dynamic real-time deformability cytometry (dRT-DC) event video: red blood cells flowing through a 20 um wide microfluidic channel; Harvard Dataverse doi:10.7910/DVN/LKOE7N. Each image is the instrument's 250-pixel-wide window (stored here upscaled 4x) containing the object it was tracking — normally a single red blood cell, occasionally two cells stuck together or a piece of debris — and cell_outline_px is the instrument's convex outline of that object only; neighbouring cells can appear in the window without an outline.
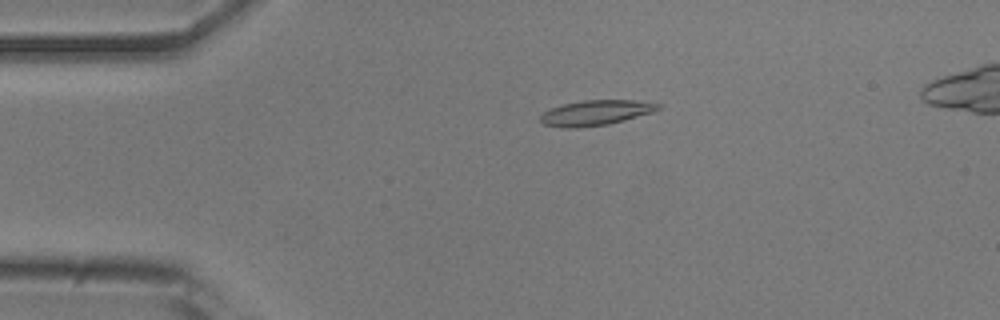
{"species": "common noctule bat (a hibernating species)", "species_latin": "Nyctalus noctula", "temperature_condition": "room temperature", "stored_images_in_passage": 52, "camera_frame_rate_fps": 3000, "um_per_image_px": 0.085, "animal": {"sex": "male", "body_mass_g": 20.5, "forearm_length_mm": 52.5}, "frame": {"image": 1, "passage_image": 11, "time_ms": 3.333, "image_size_px": [1000, 320], "cell_outline_px": [[660, 108], [652, 112], [624, 120], [608, 124], [580, 128], [564, 128], [544, 124], [540, 120], [540, 116], [544, 112], [552, 108], [564, 104], [584, 100], [632, 100], [660, 104]], "centroid_in_image_um": [50.61, 9.59], "position_along_channel_um": 34.4, "area_um2": 17.05}}
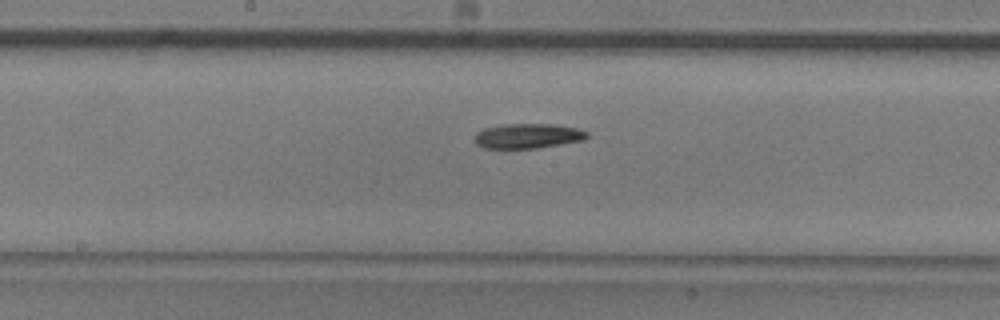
{"frame": {"image": 2, "passage_image": 27, "time_ms": 8.667, "image_size_px": [1000, 320], "cell_outline_px": [[588, 136], [584, 140], [536, 148], [484, 148], [476, 144], [472, 140], [476, 132], [484, 128], [504, 124], [556, 124], [580, 128], [588, 132]], "centroid_in_image_um": [44.85, 11.55], "position_along_channel_um": 203.3, "area_um2": 16.47}}
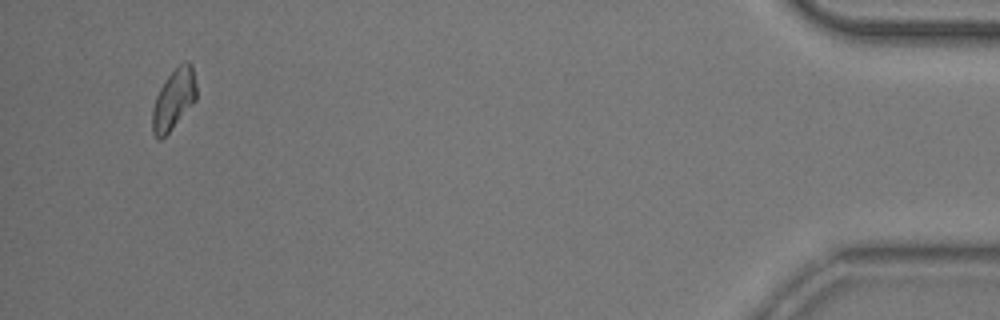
{"frame": {"image": 3, "passage_image": 50, "time_ms": 16.333, "image_size_px": [1000, 320], "cell_outline_px": [[196, 100], [172, 128], [160, 140], [152, 132], [152, 108], [156, 96], [164, 80], [184, 60], [188, 60], [192, 64], [196, 84]], "centroid_in_image_um": [14.77, 8.41], "position_along_channel_um": 420.4, "area_um2": 15.43}}